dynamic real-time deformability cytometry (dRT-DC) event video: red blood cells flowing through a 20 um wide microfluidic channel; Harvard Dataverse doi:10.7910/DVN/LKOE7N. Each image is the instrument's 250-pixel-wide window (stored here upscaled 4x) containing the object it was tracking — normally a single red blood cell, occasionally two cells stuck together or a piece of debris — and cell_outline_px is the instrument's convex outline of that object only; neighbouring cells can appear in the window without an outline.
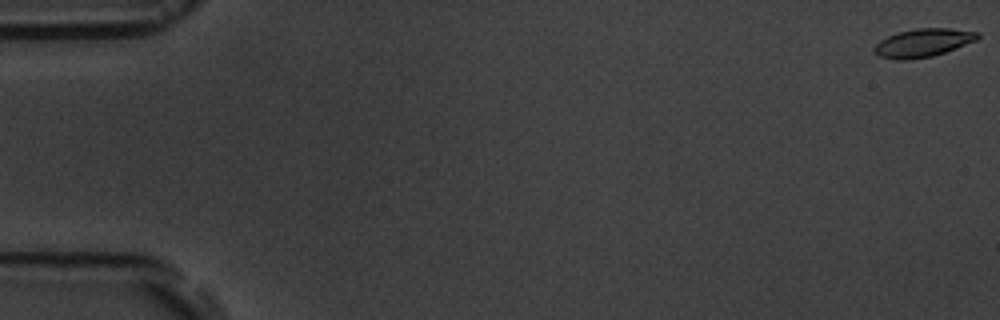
{"species": "common noctule bat (a hibernating species)", "species_latin": "Nyctalus noctula", "temperature_condition": "room temperature", "stored_images_in_passage": 17, "camera_frame_rate_fps": 3000, "um_per_image_px": 0.085, "animal": {"sex": "male", "body_mass_g": 19.5, "forearm_length_mm": 54.6}, "frame": {"image": 1, "passage_image": 1, "time_ms": 0.0, "image_size_px": [1000, 320], "cell_outline_px": [[980, 36], [976, 40], [944, 52], [932, 56], [908, 60], [896, 60], [880, 56], [872, 48], [880, 40], [888, 36], [900, 32], [916, 28], [948, 28], [980, 32]], "centroid_in_image_um": [78.45, 3.63], "position_along_channel_um": 6.5, "area_um2": 16.82}}
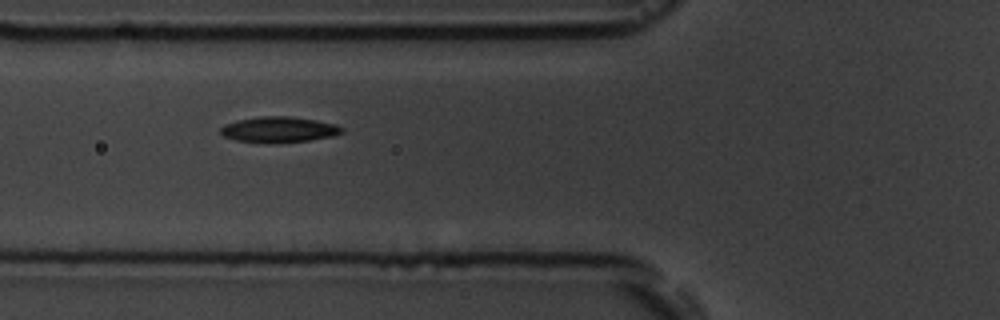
{"frame": {"image": 2, "passage_image": 7, "time_ms": 7.0, "image_size_px": [1000, 320], "cell_outline_px": [[344, 132], [336, 136], [308, 140], [276, 144], [264, 144], [236, 140], [224, 136], [220, 132], [220, 128], [224, 124], [236, 120], [260, 116], [288, 116], [316, 120], [336, 124], [344, 128]], "centroid_in_image_um": [23.71, 11.03], "position_along_channel_um": 102.1, "area_um2": 18.61}}
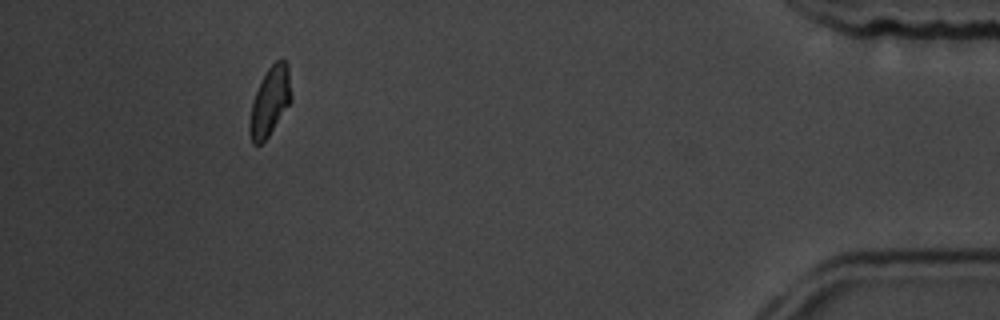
{"frame": {"image": 3, "passage_image": 16, "time_ms": 17.333, "image_size_px": [1000, 320], "cell_outline_px": [[292, 100], [268, 136], [260, 144], [252, 144], [248, 132], [248, 124], [252, 104], [256, 92], [268, 68], [276, 60], [284, 60], [288, 64], [292, 96]], "centroid_in_image_um": [22.95, 8.63], "position_along_channel_um": 412.3, "area_um2": 16.53}, "authors_computed_cell_mechanics": {"area_um2": 17.5712, "velocity_mm_per_s": 3.6013, "shape_relaxation_time_tau1_ms": 2.5733, "shape_relaxation_time_tau2_ms": 3.2328, "deformation_change_tau1": 0.0833, "deformation_change_tau2": 0.0709}}